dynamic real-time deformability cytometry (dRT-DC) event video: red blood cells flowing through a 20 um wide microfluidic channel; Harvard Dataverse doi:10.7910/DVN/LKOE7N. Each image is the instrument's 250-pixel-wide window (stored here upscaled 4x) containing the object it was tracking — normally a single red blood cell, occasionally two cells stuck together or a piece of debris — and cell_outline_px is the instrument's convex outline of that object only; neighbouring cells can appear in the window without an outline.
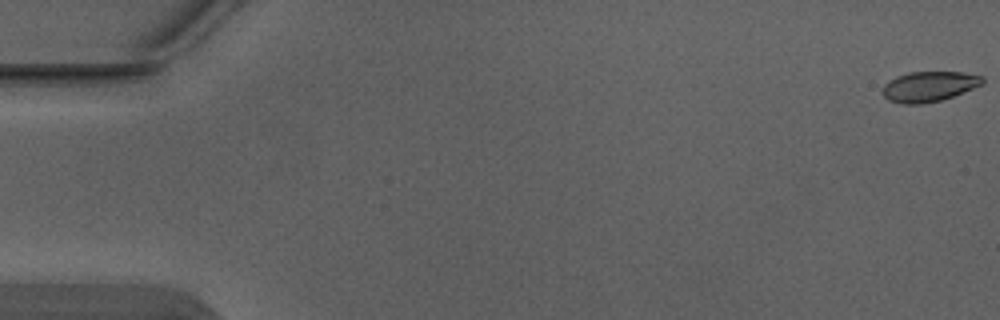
{"species": "Egyptian fruit bat (a non-hibernating species)", "species_latin": "Rousettus aegyptiacus", "temperature_condition": "warm", "stored_images_in_passage": 4, "camera_frame_rate_fps": 3000, "um_per_image_px": 0.085, "animal": {"sex": "male"}, "frame": {"image": 1, "passage_image": 1, "time_ms": 0.0, "image_size_px": [1000, 320], "cell_outline_px": [[984, 84], [952, 96], [940, 100], [920, 104], [900, 104], [888, 100], [880, 92], [884, 84], [888, 80], [896, 76], [908, 72], [960, 72], [984, 76]], "centroid_in_image_um": [78.92, 7.35], "position_along_channel_um": 6.1, "area_um2": 17.74}}